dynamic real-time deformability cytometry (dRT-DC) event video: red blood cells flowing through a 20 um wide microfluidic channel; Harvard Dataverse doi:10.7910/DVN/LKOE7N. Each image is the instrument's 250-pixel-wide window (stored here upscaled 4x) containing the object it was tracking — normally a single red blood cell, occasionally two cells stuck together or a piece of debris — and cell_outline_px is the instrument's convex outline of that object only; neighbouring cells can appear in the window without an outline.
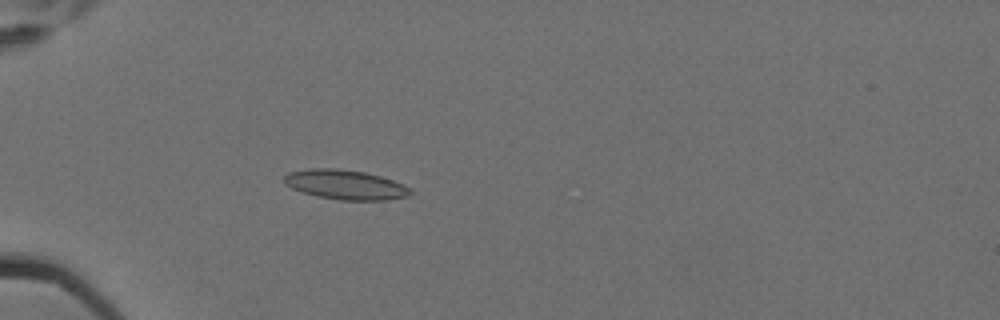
{"species": "Egyptian fruit bat (a non-hibernating species)", "species_latin": "Rousettus aegyptiacus", "temperature_condition": "cold", "stored_images_in_passage": 6, "camera_frame_rate_fps": 3000, "um_per_image_px": 0.085, "animal": {"sex": "female"}, "frame": {"image": 1, "passage_image": 5, "time_ms": 1.333, "image_size_px": [1000, 320], "cell_outline_px": [[412, 192], [408, 196], [388, 200], [340, 200], [316, 196], [300, 192], [284, 184], [284, 176], [288, 172], [308, 168], [336, 168], [364, 172], [380, 176], [392, 180], [408, 188]], "centroid_in_image_um": [29.29, 15.7], "position_along_channel_um": 55.7, "area_um2": 21.79}}